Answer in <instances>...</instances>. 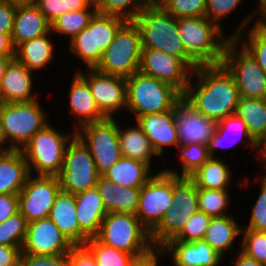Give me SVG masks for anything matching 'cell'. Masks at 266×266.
<instances>
[{
	"mask_svg": "<svg viewBox=\"0 0 266 266\" xmlns=\"http://www.w3.org/2000/svg\"><path fill=\"white\" fill-rule=\"evenodd\" d=\"M183 98L198 113L218 122L235 113L241 97L232 74L221 63L199 65L192 73Z\"/></svg>",
	"mask_w": 266,
	"mask_h": 266,
	"instance_id": "6da1fadb",
	"label": "cell"
},
{
	"mask_svg": "<svg viewBox=\"0 0 266 266\" xmlns=\"http://www.w3.org/2000/svg\"><path fill=\"white\" fill-rule=\"evenodd\" d=\"M140 31L141 48H152L182 59L193 71L199 66L185 51L177 19L165 9L146 7L132 20Z\"/></svg>",
	"mask_w": 266,
	"mask_h": 266,
	"instance_id": "7a4b0ae2",
	"label": "cell"
},
{
	"mask_svg": "<svg viewBox=\"0 0 266 266\" xmlns=\"http://www.w3.org/2000/svg\"><path fill=\"white\" fill-rule=\"evenodd\" d=\"M177 27L186 53L198 65L222 63L224 47L230 39L225 30L206 16L177 18Z\"/></svg>",
	"mask_w": 266,
	"mask_h": 266,
	"instance_id": "3957f363",
	"label": "cell"
},
{
	"mask_svg": "<svg viewBox=\"0 0 266 266\" xmlns=\"http://www.w3.org/2000/svg\"><path fill=\"white\" fill-rule=\"evenodd\" d=\"M74 136V129L71 133H64L50 123L35 133L21 149L30 175L58 176L63 167L66 147Z\"/></svg>",
	"mask_w": 266,
	"mask_h": 266,
	"instance_id": "277c9868",
	"label": "cell"
},
{
	"mask_svg": "<svg viewBox=\"0 0 266 266\" xmlns=\"http://www.w3.org/2000/svg\"><path fill=\"white\" fill-rule=\"evenodd\" d=\"M182 97L172 85L139 71L126 78V113L136 118L171 110Z\"/></svg>",
	"mask_w": 266,
	"mask_h": 266,
	"instance_id": "5b68a950",
	"label": "cell"
},
{
	"mask_svg": "<svg viewBox=\"0 0 266 266\" xmlns=\"http://www.w3.org/2000/svg\"><path fill=\"white\" fill-rule=\"evenodd\" d=\"M126 22L123 17L96 12L88 27L68 42L70 55L80 59L83 65L85 64V69H95L102 59L103 52Z\"/></svg>",
	"mask_w": 266,
	"mask_h": 266,
	"instance_id": "8992f818",
	"label": "cell"
},
{
	"mask_svg": "<svg viewBox=\"0 0 266 266\" xmlns=\"http://www.w3.org/2000/svg\"><path fill=\"white\" fill-rule=\"evenodd\" d=\"M172 200V207L150 232L154 247L166 245L182 230L190 217L199 211L197 187L188 177L173 175Z\"/></svg>",
	"mask_w": 266,
	"mask_h": 266,
	"instance_id": "52a82bcc",
	"label": "cell"
},
{
	"mask_svg": "<svg viewBox=\"0 0 266 266\" xmlns=\"http://www.w3.org/2000/svg\"><path fill=\"white\" fill-rule=\"evenodd\" d=\"M96 238L107 246L136 257L146 254L154 247L150 232L135 214L107 213Z\"/></svg>",
	"mask_w": 266,
	"mask_h": 266,
	"instance_id": "ba28073f",
	"label": "cell"
},
{
	"mask_svg": "<svg viewBox=\"0 0 266 266\" xmlns=\"http://www.w3.org/2000/svg\"><path fill=\"white\" fill-rule=\"evenodd\" d=\"M36 99L31 102L0 103V117L7 145L21 150L31 137L48 122V114Z\"/></svg>",
	"mask_w": 266,
	"mask_h": 266,
	"instance_id": "9c48e42d",
	"label": "cell"
},
{
	"mask_svg": "<svg viewBox=\"0 0 266 266\" xmlns=\"http://www.w3.org/2000/svg\"><path fill=\"white\" fill-rule=\"evenodd\" d=\"M140 55L139 28L133 21H127L103 52L102 59L95 69L103 74L127 78L138 72Z\"/></svg>",
	"mask_w": 266,
	"mask_h": 266,
	"instance_id": "30bf717a",
	"label": "cell"
},
{
	"mask_svg": "<svg viewBox=\"0 0 266 266\" xmlns=\"http://www.w3.org/2000/svg\"><path fill=\"white\" fill-rule=\"evenodd\" d=\"M222 64L232 74L241 98H266V73L235 38L226 42Z\"/></svg>",
	"mask_w": 266,
	"mask_h": 266,
	"instance_id": "8fae6325",
	"label": "cell"
},
{
	"mask_svg": "<svg viewBox=\"0 0 266 266\" xmlns=\"http://www.w3.org/2000/svg\"><path fill=\"white\" fill-rule=\"evenodd\" d=\"M116 119L105 118L85 124L75 131V135L90 151L100 176L122 157Z\"/></svg>",
	"mask_w": 266,
	"mask_h": 266,
	"instance_id": "7c38bea8",
	"label": "cell"
},
{
	"mask_svg": "<svg viewBox=\"0 0 266 266\" xmlns=\"http://www.w3.org/2000/svg\"><path fill=\"white\" fill-rule=\"evenodd\" d=\"M99 176L90 151L75 135L66 147L63 167L57 176L61 190L74 195L84 192L96 187Z\"/></svg>",
	"mask_w": 266,
	"mask_h": 266,
	"instance_id": "4fadbf2b",
	"label": "cell"
},
{
	"mask_svg": "<svg viewBox=\"0 0 266 266\" xmlns=\"http://www.w3.org/2000/svg\"><path fill=\"white\" fill-rule=\"evenodd\" d=\"M156 172L141 187L139 206L135 214L149 232L160 223L173 203V174L165 173L163 169Z\"/></svg>",
	"mask_w": 266,
	"mask_h": 266,
	"instance_id": "5bb4252c",
	"label": "cell"
},
{
	"mask_svg": "<svg viewBox=\"0 0 266 266\" xmlns=\"http://www.w3.org/2000/svg\"><path fill=\"white\" fill-rule=\"evenodd\" d=\"M60 190L57 176L30 175L18 195L19 212L28 223L49 218L55 197Z\"/></svg>",
	"mask_w": 266,
	"mask_h": 266,
	"instance_id": "9a60e30c",
	"label": "cell"
},
{
	"mask_svg": "<svg viewBox=\"0 0 266 266\" xmlns=\"http://www.w3.org/2000/svg\"><path fill=\"white\" fill-rule=\"evenodd\" d=\"M138 71L186 92L193 70L182 60L160 50L141 48Z\"/></svg>",
	"mask_w": 266,
	"mask_h": 266,
	"instance_id": "2e32d148",
	"label": "cell"
},
{
	"mask_svg": "<svg viewBox=\"0 0 266 266\" xmlns=\"http://www.w3.org/2000/svg\"><path fill=\"white\" fill-rule=\"evenodd\" d=\"M80 69L76 71L88 82L94 100L106 118L126 111V78L103 74L96 69H87L86 73Z\"/></svg>",
	"mask_w": 266,
	"mask_h": 266,
	"instance_id": "e0dca14e",
	"label": "cell"
},
{
	"mask_svg": "<svg viewBox=\"0 0 266 266\" xmlns=\"http://www.w3.org/2000/svg\"><path fill=\"white\" fill-rule=\"evenodd\" d=\"M72 247L52 220L45 218L28 223L21 249L22 254L53 256L68 254Z\"/></svg>",
	"mask_w": 266,
	"mask_h": 266,
	"instance_id": "ac0fdd59",
	"label": "cell"
},
{
	"mask_svg": "<svg viewBox=\"0 0 266 266\" xmlns=\"http://www.w3.org/2000/svg\"><path fill=\"white\" fill-rule=\"evenodd\" d=\"M135 119L136 124L148 137L157 156H162L167 147L176 149L179 145L175 106L166 112L143 115Z\"/></svg>",
	"mask_w": 266,
	"mask_h": 266,
	"instance_id": "d6986e66",
	"label": "cell"
},
{
	"mask_svg": "<svg viewBox=\"0 0 266 266\" xmlns=\"http://www.w3.org/2000/svg\"><path fill=\"white\" fill-rule=\"evenodd\" d=\"M179 144H208L216 122L198 113L183 97L175 105Z\"/></svg>",
	"mask_w": 266,
	"mask_h": 266,
	"instance_id": "ffe728a7",
	"label": "cell"
},
{
	"mask_svg": "<svg viewBox=\"0 0 266 266\" xmlns=\"http://www.w3.org/2000/svg\"><path fill=\"white\" fill-rule=\"evenodd\" d=\"M33 81V72L14 58L2 78L0 103L31 102L38 99L33 92Z\"/></svg>",
	"mask_w": 266,
	"mask_h": 266,
	"instance_id": "44dd1931",
	"label": "cell"
},
{
	"mask_svg": "<svg viewBox=\"0 0 266 266\" xmlns=\"http://www.w3.org/2000/svg\"><path fill=\"white\" fill-rule=\"evenodd\" d=\"M172 256L174 266H221L224 257L204 240L194 242L169 241L163 246Z\"/></svg>",
	"mask_w": 266,
	"mask_h": 266,
	"instance_id": "7402d4cb",
	"label": "cell"
},
{
	"mask_svg": "<svg viewBox=\"0 0 266 266\" xmlns=\"http://www.w3.org/2000/svg\"><path fill=\"white\" fill-rule=\"evenodd\" d=\"M74 75L69 89V112L75 117L76 131L81 126L100 121L106 117L100 112L92 95L88 82L77 72ZM77 121V122H76Z\"/></svg>",
	"mask_w": 266,
	"mask_h": 266,
	"instance_id": "603a6c76",
	"label": "cell"
},
{
	"mask_svg": "<svg viewBox=\"0 0 266 266\" xmlns=\"http://www.w3.org/2000/svg\"><path fill=\"white\" fill-rule=\"evenodd\" d=\"M49 218L73 245H84L89 239L79 227L75 195L62 190L56 195Z\"/></svg>",
	"mask_w": 266,
	"mask_h": 266,
	"instance_id": "cb8c5ba5",
	"label": "cell"
},
{
	"mask_svg": "<svg viewBox=\"0 0 266 266\" xmlns=\"http://www.w3.org/2000/svg\"><path fill=\"white\" fill-rule=\"evenodd\" d=\"M245 140L246 142H244ZM239 142H244L246 147L250 146L251 152L253 150L255 158H257V142L249 134L246 123L236 114H231L216 122L214 133L207 144L209 154L216 158V152L219 148L236 146Z\"/></svg>",
	"mask_w": 266,
	"mask_h": 266,
	"instance_id": "d4e9b609",
	"label": "cell"
},
{
	"mask_svg": "<svg viewBox=\"0 0 266 266\" xmlns=\"http://www.w3.org/2000/svg\"><path fill=\"white\" fill-rule=\"evenodd\" d=\"M96 188L107 213L136 214L141 188L122 187L104 176H99Z\"/></svg>",
	"mask_w": 266,
	"mask_h": 266,
	"instance_id": "484cf974",
	"label": "cell"
},
{
	"mask_svg": "<svg viewBox=\"0 0 266 266\" xmlns=\"http://www.w3.org/2000/svg\"><path fill=\"white\" fill-rule=\"evenodd\" d=\"M51 31V24L33 5H16L11 40L14 48L22 42L41 37Z\"/></svg>",
	"mask_w": 266,
	"mask_h": 266,
	"instance_id": "4316f807",
	"label": "cell"
},
{
	"mask_svg": "<svg viewBox=\"0 0 266 266\" xmlns=\"http://www.w3.org/2000/svg\"><path fill=\"white\" fill-rule=\"evenodd\" d=\"M76 217L80 230L88 237L98 235L107 212L96 187L75 194Z\"/></svg>",
	"mask_w": 266,
	"mask_h": 266,
	"instance_id": "83f0119b",
	"label": "cell"
},
{
	"mask_svg": "<svg viewBox=\"0 0 266 266\" xmlns=\"http://www.w3.org/2000/svg\"><path fill=\"white\" fill-rule=\"evenodd\" d=\"M29 176L21 150L0 153V194L19 195Z\"/></svg>",
	"mask_w": 266,
	"mask_h": 266,
	"instance_id": "f1b7e54d",
	"label": "cell"
},
{
	"mask_svg": "<svg viewBox=\"0 0 266 266\" xmlns=\"http://www.w3.org/2000/svg\"><path fill=\"white\" fill-rule=\"evenodd\" d=\"M255 8V10L252 9L251 12L242 18V21L239 22L240 24L228 36L235 38L254 57L258 65L266 73V28L256 24L257 7ZM250 23L252 26L247 29V31L249 30L248 34H243ZM244 35H247V38Z\"/></svg>",
	"mask_w": 266,
	"mask_h": 266,
	"instance_id": "f546056e",
	"label": "cell"
},
{
	"mask_svg": "<svg viewBox=\"0 0 266 266\" xmlns=\"http://www.w3.org/2000/svg\"><path fill=\"white\" fill-rule=\"evenodd\" d=\"M51 31L41 37L22 42L15 48V59L30 71H41L55 59V45L51 40ZM50 38V39H49Z\"/></svg>",
	"mask_w": 266,
	"mask_h": 266,
	"instance_id": "4dcf8cb0",
	"label": "cell"
},
{
	"mask_svg": "<svg viewBox=\"0 0 266 266\" xmlns=\"http://www.w3.org/2000/svg\"><path fill=\"white\" fill-rule=\"evenodd\" d=\"M241 231L242 226L236 221L234 215L213 217L203 240L224 257L226 252H232L236 239L241 238Z\"/></svg>",
	"mask_w": 266,
	"mask_h": 266,
	"instance_id": "1f68e13d",
	"label": "cell"
},
{
	"mask_svg": "<svg viewBox=\"0 0 266 266\" xmlns=\"http://www.w3.org/2000/svg\"><path fill=\"white\" fill-rule=\"evenodd\" d=\"M151 170L142 161L122 156L102 176L122 187L141 188L154 176Z\"/></svg>",
	"mask_w": 266,
	"mask_h": 266,
	"instance_id": "d6a6232c",
	"label": "cell"
},
{
	"mask_svg": "<svg viewBox=\"0 0 266 266\" xmlns=\"http://www.w3.org/2000/svg\"><path fill=\"white\" fill-rule=\"evenodd\" d=\"M122 127L118 124V139L122 156L142 161L152 167L153 156H158L146 134L136 124L128 128Z\"/></svg>",
	"mask_w": 266,
	"mask_h": 266,
	"instance_id": "836d02e7",
	"label": "cell"
},
{
	"mask_svg": "<svg viewBox=\"0 0 266 266\" xmlns=\"http://www.w3.org/2000/svg\"><path fill=\"white\" fill-rule=\"evenodd\" d=\"M197 188L229 190L233 172L218 156L209 160L188 177ZM231 181V182H230Z\"/></svg>",
	"mask_w": 266,
	"mask_h": 266,
	"instance_id": "e575fe53",
	"label": "cell"
},
{
	"mask_svg": "<svg viewBox=\"0 0 266 266\" xmlns=\"http://www.w3.org/2000/svg\"><path fill=\"white\" fill-rule=\"evenodd\" d=\"M247 126L251 137L258 142L266 132V98H240L235 113Z\"/></svg>",
	"mask_w": 266,
	"mask_h": 266,
	"instance_id": "d590c367",
	"label": "cell"
},
{
	"mask_svg": "<svg viewBox=\"0 0 266 266\" xmlns=\"http://www.w3.org/2000/svg\"><path fill=\"white\" fill-rule=\"evenodd\" d=\"M179 150V163L181 162V171L175 167H163V171L168 174H173L179 177H189L199 167L203 166L211 157L208 151L207 144L201 143H187L184 145L179 144L176 148ZM181 172V173H180Z\"/></svg>",
	"mask_w": 266,
	"mask_h": 266,
	"instance_id": "8d00e7d4",
	"label": "cell"
},
{
	"mask_svg": "<svg viewBox=\"0 0 266 266\" xmlns=\"http://www.w3.org/2000/svg\"><path fill=\"white\" fill-rule=\"evenodd\" d=\"M97 9H82L69 11L56 18L51 23V33L62 36H69V41L79 34L84 28L88 27L91 18Z\"/></svg>",
	"mask_w": 266,
	"mask_h": 266,
	"instance_id": "74e56055",
	"label": "cell"
},
{
	"mask_svg": "<svg viewBox=\"0 0 266 266\" xmlns=\"http://www.w3.org/2000/svg\"><path fill=\"white\" fill-rule=\"evenodd\" d=\"M84 246L92 253L97 266H130L136 257L125 251L107 246L96 237L89 238Z\"/></svg>",
	"mask_w": 266,
	"mask_h": 266,
	"instance_id": "f35d334b",
	"label": "cell"
},
{
	"mask_svg": "<svg viewBox=\"0 0 266 266\" xmlns=\"http://www.w3.org/2000/svg\"><path fill=\"white\" fill-rule=\"evenodd\" d=\"M229 190L197 188L199 211L213 217L230 215L227 213L232 198Z\"/></svg>",
	"mask_w": 266,
	"mask_h": 266,
	"instance_id": "ab89813d",
	"label": "cell"
},
{
	"mask_svg": "<svg viewBox=\"0 0 266 266\" xmlns=\"http://www.w3.org/2000/svg\"><path fill=\"white\" fill-rule=\"evenodd\" d=\"M95 6L99 13L132 21L144 8L150 6V0H95Z\"/></svg>",
	"mask_w": 266,
	"mask_h": 266,
	"instance_id": "60d3db41",
	"label": "cell"
},
{
	"mask_svg": "<svg viewBox=\"0 0 266 266\" xmlns=\"http://www.w3.org/2000/svg\"><path fill=\"white\" fill-rule=\"evenodd\" d=\"M26 218L17 212L0 223V245L19 246L22 248L27 232Z\"/></svg>",
	"mask_w": 266,
	"mask_h": 266,
	"instance_id": "b9f144b4",
	"label": "cell"
},
{
	"mask_svg": "<svg viewBox=\"0 0 266 266\" xmlns=\"http://www.w3.org/2000/svg\"><path fill=\"white\" fill-rule=\"evenodd\" d=\"M240 251L266 266V232L242 229Z\"/></svg>",
	"mask_w": 266,
	"mask_h": 266,
	"instance_id": "7bdbcfd3",
	"label": "cell"
},
{
	"mask_svg": "<svg viewBox=\"0 0 266 266\" xmlns=\"http://www.w3.org/2000/svg\"><path fill=\"white\" fill-rule=\"evenodd\" d=\"M212 217L198 211L190 217L182 230L170 241L194 242L203 240Z\"/></svg>",
	"mask_w": 266,
	"mask_h": 266,
	"instance_id": "ee69618b",
	"label": "cell"
},
{
	"mask_svg": "<svg viewBox=\"0 0 266 266\" xmlns=\"http://www.w3.org/2000/svg\"><path fill=\"white\" fill-rule=\"evenodd\" d=\"M264 173L255 178V181L261 182L260 193L258 194L257 200L252 207L249 223L242 229H253L256 231L266 232V170ZM261 177V178H260Z\"/></svg>",
	"mask_w": 266,
	"mask_h": 266,
	"instance_id": "f6af8a7d",
	"label": "cell"
},
{
	"mask_svg": "<svg viewBox=\"0 0 266 266\" xmlns=\"http://www.w3.org/2000/svg\"><path fill=\"white\" fill-rule=\"evenodd\" d=\"M242 2L243 0H207L205 16L223 30L220 22L238 9Z\"/></svg>",
	"mask_w": 266,
	"mask_h": 266,
	"instance_id": "bcb514c9",
	"label": "cell"
},
{
	"mask_svg": "<svg viewBox=\"0 0 266 266\" xmlns=\"http://www.w3.org/2000/svg\"><path fill=\"white\" fill-rule=\"evenodd\" d=\"M207 0H173L164 9L176 19L205 16Z\"/></svg>",
	"mask_w": 266,
	"mask_h": 266,
	"instance_id": "7dc6e473",
	"label": "cell"
},
{
	"mask_svg": "<svg viewBox=\"0 0 266 266\" xmlns=\"http://www.w3.org/2000/svg\"><path fill=\"white\" fill-rule=\"evenodd\" d=\"M21 266H68L67 254L46 256L22 254Z\"/></svg>",
	"mask_w": 266,
	"mask_h": 266,
	"instance_id": "c3c4849f",
	"label": "cell"
},
{
	"mask_svg": "<svg viewBox=\"0 0 266 266\" xmlns=\"http://www.w3.org/2000/svg\"><path fill=\"white\" fill-rule=\"evenodd\" d=\"M50 24L65 14L64 0H36L34 4Z\"/></svg>",
	"mask_w": 266,
	"mask_h": 266,
	"instance_id": "681fc988",
	"label": "cell"
},
{
	"mask_svg": "<svg viewBox=\"0 0 266 266\" xmlns=\"http://www.w3.org/2000/svg\"><path fill=\"white\" fill-rule=\"evenodd\" d=\"M67 260L68 266H97L92 253L84 245L73 246Z\"/></svg>",
	"mask_w": 266,
	"mask_h": 266,
	"instance_id": "f907efd6",
	"label": "cell"
},
{
	"mask_svg": "<svg viewBox=\"0 0 266 266\" xmlns=\"http://www.w3.org/2000/svg\"><path fill=\"white\" fill-rule=\"evenodd\" d=\"M16 5L0 0V33L12 34Z\"/></svg>",
	"mask_w": 266,
	"mask_h": 266,
	"instance_id": "816d5d0a",
	"label": "cell"
},
{
	"mask_svg": "<svg viewBox=\"0 0 266 266\" xmlns=\"http://www.w3.org/2000/svg\"><path fill=\"white\" fill-rule=\"evenodd\" d=\"M19 212L18 195L0 194V223Z\"/></svg>",
	"mask_w": 266,
	"mask_h": 266,
	"instance_id": "f5cc1de1",
	"label": "cell"
},
{
	"mask_svg": "<svg viewBox=\"0 0 266 266\" xmlns=\"http://www.w3.org/2000/svg\"><path fill=\"white\" fill-rule=\"evenodd\" d=\"M162 255H167L163 247H153L146 254L135 257L130 266H158Z\"/></svg>",
	"mask_w": 266,
	"mask_h": 266,
	"instance_id": "db71d44e",
	"label": "cell"
},
{
	"mask_svg": "<svg viewBox=\"0 0 266 266\" xmlns=\"http://www.w3.org/2000/svg\"><path fill=\"white\" fill-rule=\"evenodd\" d=\"M22 249L19 246L0 245V266H17L20 264Z\"/></svg>",
	"mask_w": 266,
	"mask_h": 266,
	"instance_id": "11a10c76",
	"label": "cell"
},
{
	"mask_svg": "<svg viewBox=\"0 0 266 266\" xmlns=\"http://www.w3.org/2000/svg\"><path fill=\"white\" fill-rule=\"evenodd\" d=\"M65 13L82 9H97L95 0H64Z\"/></svg>",
	"mask_w": 266,
	"mask_h": 266,
	"instance_id": "9f6ffc18",
	"label": "cell"
},
{
	"mask_svg": "<svg viewBox=\"0 0 266 266\" xmlns=\"http://www.w3.org/2000/svg\"><path fill=\"white\" fill-rule=\"evenodd\" d=\"M0 56H15V48L12 44L11 34L0 33Z\"/></svg>",
	"mask_w": 266,
	"mask_h": 266,
	"instance_id": "6f0895ef",
	"label": "cell"
},
{
	"mask_svg": "<svg viewBox=\"0 0 266 266\" xmlns=\"http://www.w3.org/2000/svg\"><path fill=\"white\" fill-rule=\"evenodd\" d=\"M236 254L237 257L234 256V258H232L233 261L231 260V262H233L232 266H265L264 264H261L253 258L245 255L240 250Z\"/></svg>",
	"mask_w": 266,
	"mask_h": 266,
	"instance_id": "680465c9",
	"label": "cell"
},
{
	"mask_svg": "<svg viewBox=\"0 0 266 266\" xmlns=\"http://www.w3.org/2000/svg\"><path fill=\"white\" fill-rule=\"evenodd\" d=\"M256 6H257L256 24L263 28H266V0H258Z\"/></svg>",
	"mask_w": 266,
	"mask_h": 266,
	"instance_id": "91938a15",
	"label": "cell"
},
{
	"mask_svg": "<svg viewBox=\"0 0 266 266\" xmlns=\"http://www.w3.org/2000/svg\"><path fill=\"white\" fill-rule=\"evenodd\" d=\"M257 157L261 161L260 163H264L262 171L266 170V132L257 142Z\"/></svg>",
	"mask_w": 266,
	"mask_h": 266,
	"instance_id": "94428289",
	"label": "cell"
},
{
	"mask_svg": "<svg viewBox=\"0 0 266 266\" xmlns=\"http://www.w3.org/2000/svg\"><path fill=\"white\" fill-rule=\"evenodd\" d=\"M15 56H0V96H1V85L4 72L8 67L9 63L14 59Z\"/></svg>",
	"mask_w": 266,
	"mask_h": 266,
	"instance_id": "6125c7cd",
	"label": "cell"
},
{
	"mask_svg": "<svg viewBox=\"0 0 266 266\" xmlns=\"http://www.w3.org/2000/svg\"><path fill=\"white\" fill-rule=\"evenodd\" d=\"M6 144H7V138L4 133L3 124H2L1 117H0V151L7 152V151L14 150L11 146H8Z\"/></svg>",
	"mask_w": 266,
	"mask_h": 266,
	"instance_id": "be15d7a7",
	"label": "cell"
},
{
	"mask_svg": "<svg viewBox=\"0 0 266 266\" xmlns=\"http://www.w3.org/2000/svg\"><path fill=\"white\" fill-rule=\"evenodd\" d=\"M173 0H150V6L154 8L164 9Z\"/></svg>",
	"mask_w": 266,
	"mask_h": 266,
	"instance_id": "e7e4bbea",
	"label": "cell"
},
{
	"mask_svg": "<svg viewBox=\"0 0 266 266\" xmlns=\"http://www.w3.org/2000/svg\"><path fill=\"white\" fill-rule=\"evenodd\" d=\"M3 1H7L8 3L14 5H33L36 2V0H3Z\"/></svg>",
	"mask_w": 266,
	"mask_h": 266,
	"instance_id": "03108f58",
	"label": "cell"
}]
</instances>
